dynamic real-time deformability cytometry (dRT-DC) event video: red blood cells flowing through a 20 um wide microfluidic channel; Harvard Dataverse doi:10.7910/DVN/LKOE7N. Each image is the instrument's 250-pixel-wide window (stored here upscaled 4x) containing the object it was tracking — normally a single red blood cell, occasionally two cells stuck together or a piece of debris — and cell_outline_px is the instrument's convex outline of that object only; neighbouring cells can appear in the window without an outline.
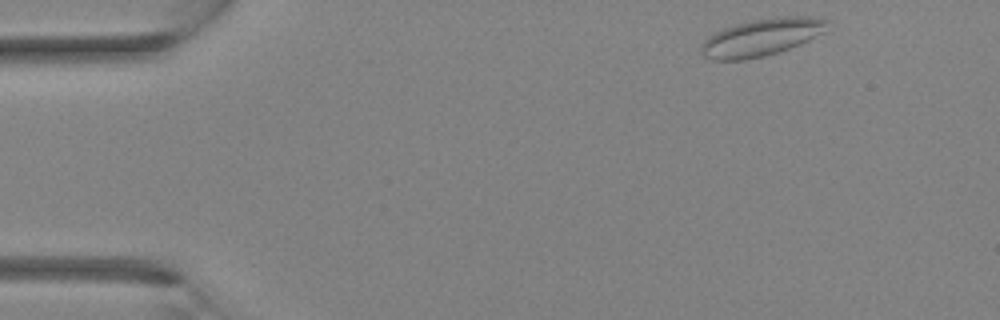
{"species": "Egyptian fruit bat (a non-hibernating species)", "species_latin": "Rousettus aegyptiacus", "temperature_condition": "room temperature", "stored_images_in_passage": 32, "camera_frame_rate_fps": 3000, "um_per_image_px": 0.085, "animal": {"sex": "female"}, "frame": {"image": 1, "passage_image": 1, "time_ms": 0.0, "image_size_px": [1000, 320], "cell_outline_px": [[828, 20], [824, 32], [808, 40], [788, 48], [764, 56], [744, 60], [712, 60], [704, 56], [700, 52], [700, 44], [708, 36], [724, 28], [736, 24], [756, 20], [784, 16], [812, 16]], "centroid_in_image_um": [64.68, 3.18], "position_along_channel_um": 20.3, "area_um2": 27.05}}
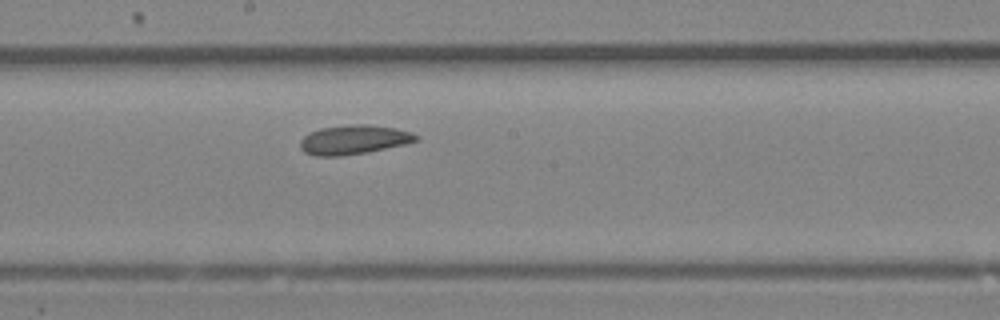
{"frame": {"image": 2, "passage_image": 16, "time_ms": 5.0, "image_size_px": [1000, 320], "cell_outline_px": [[420, 140], [404, 144], [368, 152], [340, 156], [316, 156], [304, 152], [300, 148], [300, 140], [308, 132], [320, 128], [352, 124], [368, 124], [396, 128], [412, 132], [420, 136]], "centroid_in_image_um": [30.08, 11.87], "position_along_channel_um": 218.1, "area_um2": 19.94}}
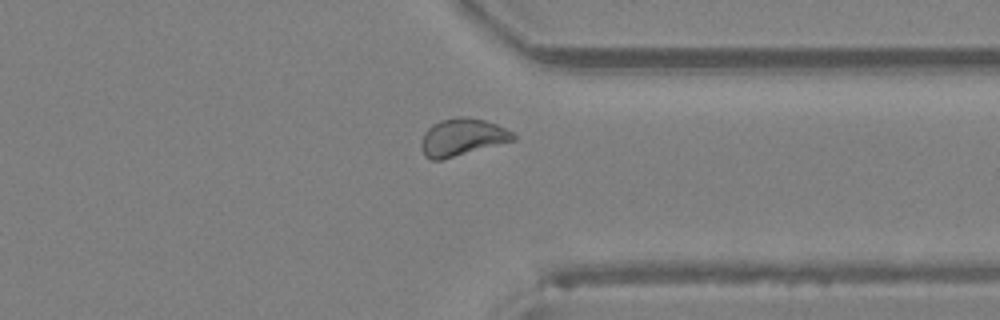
{"frame": {"image": 3, "passage_image": 24, "time_ms": 7.667, "image_size_px": [1000, 320], "cell_outline_px": [[516, 140], [440, 160], [432, 160], [424, 156], [420, 144], [424, 132], [432, 124], [440, 120], [456, 116], [464, 116], [484, 120], [496, 124], [512, 132], [516, 136]], "centroid_in_image_um": [39.26, 11.65], "position_along_channel_um": 372.1, "area_um2": 20.0}}